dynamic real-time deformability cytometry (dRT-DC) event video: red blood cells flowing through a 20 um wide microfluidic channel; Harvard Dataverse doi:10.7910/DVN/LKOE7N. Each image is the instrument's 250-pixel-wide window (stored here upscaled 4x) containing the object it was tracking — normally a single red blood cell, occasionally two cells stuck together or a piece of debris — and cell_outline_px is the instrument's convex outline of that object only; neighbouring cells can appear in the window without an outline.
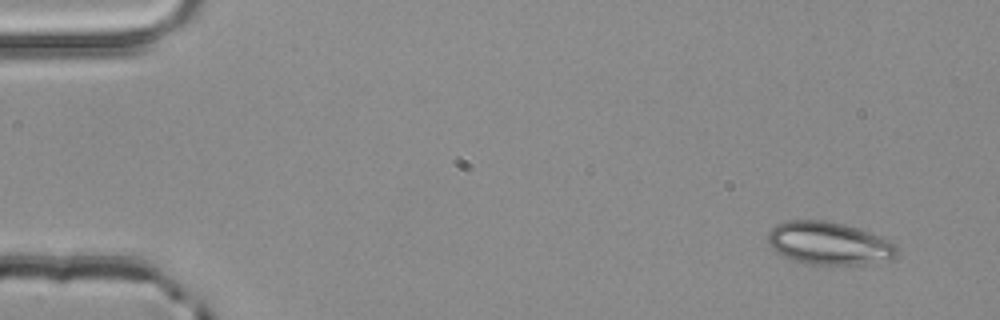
{"species": "common noctule bat (a hibernating species)", "species_latin": "Nyctalus noctula", "temperature_condition": "room temperature", "stored_images_in_passage": 4, "camera_frame_rate_fps": 3000, "um_per_image_px": 0.085, "animal": {"sex": "male", "body_mass_g": 20.4}, "frame": {"image": 1, "passage_image": 1, "time_ms": 0.0, "image_size_px": [1000, 320], "cell_outline_px": [[896, 252], [892, 256], [856, 264], [804, 264], [792, 260], [776, 252], [768, 244], [768, 232], [776, 224], [784, 220], [824, 220], [844, 224], [868, 232], [888, 240], [896, 244]], "centroid_in_image_um": [70.32, 20.65], "position_along_channel_um": 14.7, "area_um2": 31.5}}
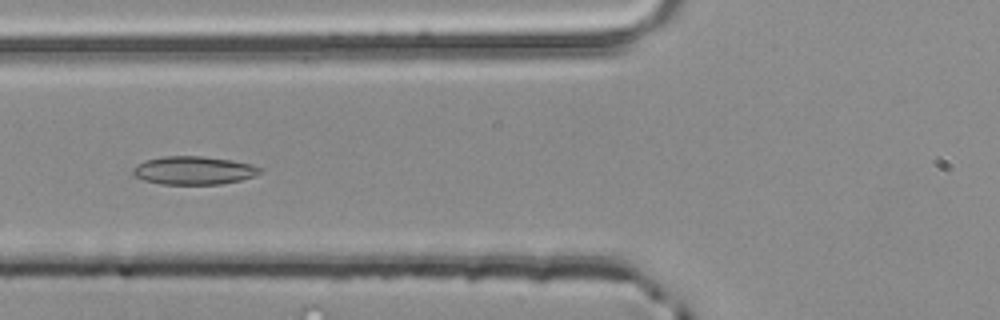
{"frame": {"image": 2, "passage_image": 4, "time_ms": 1.0, "image_size_px": [1000, 320], "cell_outline_px": [[264, 172], [240, 180], [220, 184], [160, 184], [144, 180], [136, 176], [132, 172], [132, 168], [136, 164], [144, 160], [164, 156], [200, 156], [232, 160], [252, 164], [264, 168]], "centroid_in_image_um": [16.48, 14.48], "position_along_channel_um": 109.3, "area_um2": 21.04}}